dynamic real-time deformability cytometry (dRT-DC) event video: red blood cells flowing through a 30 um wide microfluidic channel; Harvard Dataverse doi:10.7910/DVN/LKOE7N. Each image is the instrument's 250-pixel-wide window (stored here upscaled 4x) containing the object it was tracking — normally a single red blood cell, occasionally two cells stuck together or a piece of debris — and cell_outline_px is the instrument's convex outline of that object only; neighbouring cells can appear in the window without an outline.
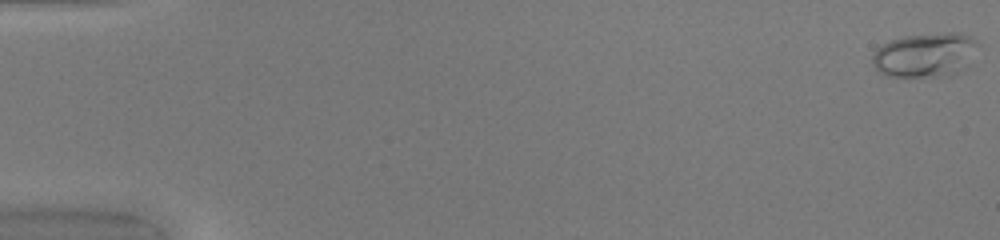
{"species": "common noctule bat (a hibernating species)", "species_latin": "Nyctalus noctula", "temperature_condition": "warm", "stored_images_in_passage": 50, "camera_frame_rate_fps": 3000, "um_per_image_px": 0.085, "animal": {"sex": "female", "body_mass_g": 20.0, "forearm_length_mm": 54.0}, "frame": {"image": 1, "passage_image": 1, "time_ms": 0.0, "image_size_px": [1000, 240], "cell_outline_px": [[980, 44], [968, 64], [956, 76], [884, 76], [872, 64], [872, 56], [876, 48], [892, 40], [904, 36], [948, 32], [960, 32], [976, 40]], "centroid_in_image_um": [78.67, 4.67], "position_along_channel_um": 6.3, "area_um2": 27.51}}
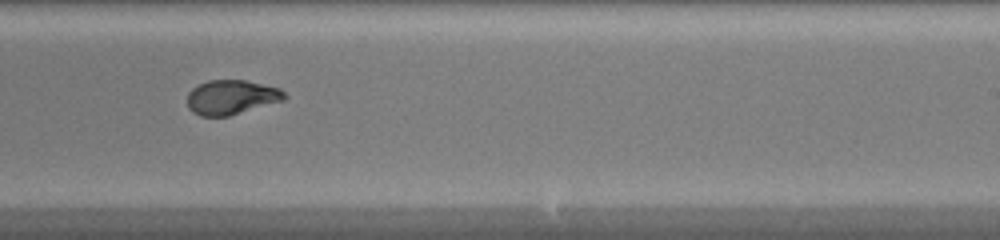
{"frame": {"image": 2, "passage_image": 32, "time_ms": 10.333, "image_size_px": [1000, 240], "cell_outline_px": [[288, 96], [284, 100], [228, 116], [200, 116], [192, 112], [188, 108], [188, 92], [192, 88], [208, 80], [244, 80], [280, 88]], "centroid_in_image_um": [19.66, 8.26], "position_along_channel_um": 269.3, "area_um2": 19.48}}
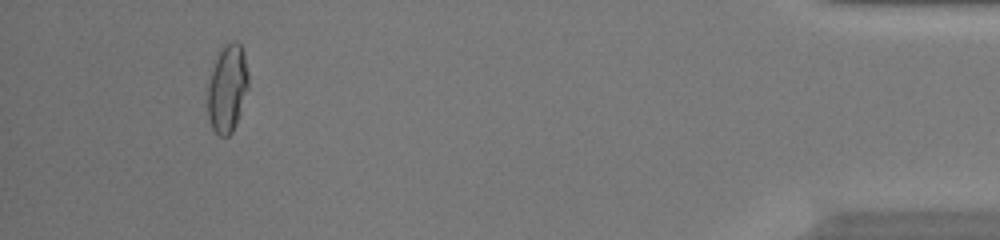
{"frame": {"image": 3, "passage_image": 47, "time_ms": 15.333, "image_size_px": [1000, 240], "cell_outline_px": [[248, 88], [236, 124], [232, 132], [228, 136], [220, 136], [212, 128], [208, 120], [208, 84], [216, 52], [224, 44], [232, 40], [236, 40], [240, 44], [244, 52], [248, 72]], "centroid_in_image_um": [19.32, 7.46], "position_along_channel_um": 415.9, "area_um2": 21.15}, "authors_computed_cell_mechanics": {"area_um2": 20.0277, "velocity_mm_per_s": 4.2085, "shape_relaxation_time_tau1_ms": 5.3513, "shape_relaxation_time_tau2_ms": null, "deformation_change_tau1": 0.214, "deformation_change_tau2": null}}